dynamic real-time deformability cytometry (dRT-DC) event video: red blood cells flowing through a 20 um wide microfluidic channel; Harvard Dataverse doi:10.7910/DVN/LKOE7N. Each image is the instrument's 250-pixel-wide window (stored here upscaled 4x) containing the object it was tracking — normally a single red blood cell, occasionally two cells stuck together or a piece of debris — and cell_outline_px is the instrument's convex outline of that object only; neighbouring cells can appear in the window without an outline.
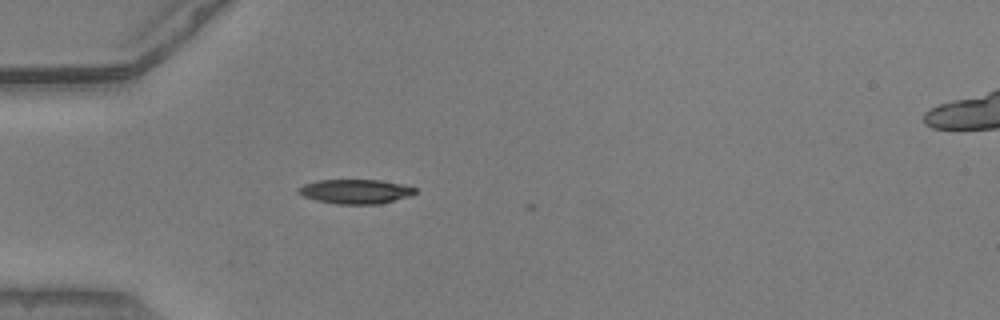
{"species": "common noctule bat (a hibernating species)", "species_latin": "Nyctalus noctula", "temperature_condition": "warm", "stored_images_in_passage": 6, "camera_frame_rate_fps": 3000, "um_per_image_px": 0.085, "animal": {"sex": "male", "body_mass_g": 20.5, "forearm_length_mm": 52.5}, "frame": {"image": 1, "passage_image": 5, "time_ms": 1.333, "image_size_px": [1000, 320], "cell_outline_px": [[416, 192], [408, 196], [380, 204], [336, 204], [316, 200], [304, 196], [296, 192], [296, 188], [304, 184], [316, 180], [380, 180], [404, 184], [416, 188]], "centroid_in_image_um": [30.18, 16.27], "position_along_channel_um": 54.8, "area_um2": 16.65}}